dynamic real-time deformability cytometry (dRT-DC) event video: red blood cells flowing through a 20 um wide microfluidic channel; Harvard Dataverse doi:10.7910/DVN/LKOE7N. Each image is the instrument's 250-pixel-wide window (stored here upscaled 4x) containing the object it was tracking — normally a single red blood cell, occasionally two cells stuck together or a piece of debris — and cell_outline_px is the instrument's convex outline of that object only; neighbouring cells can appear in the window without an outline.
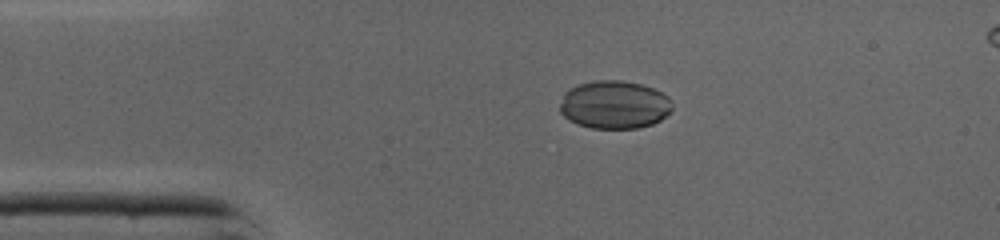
{"species": "common noctule bat (a hibernating species)", "species_latin": "Nyctalus noctula", "temperature_condition": "cold", "stored_images_in_passage": 38, "camera_frame_rate_fps": 3000, "um_per_image_px": 0.085, "animal": {"sex": "male", "body_mass_g": 19.0, "forearm_length_mm": 50.8}, "frame": {"image": 1, "passage_image": 1, "time_ms": 0.0, "image_size_px": [1000, 240], "cell_outline_px": [[672, 112], [660, 120], [652, 124], [636, 128], [592, 128], [576, 124], [568, 120], [560, 112], [560, 104], [564, 92], [568, 88], [576, 84], [596, 80], [620, 80], [640, 84], [652, 88], [668, 96], [672, 100]], "centroid_in_image_um": [52.21, 8.9], "position_along_channel_um": 32.8, "area_um2": 31.79}}
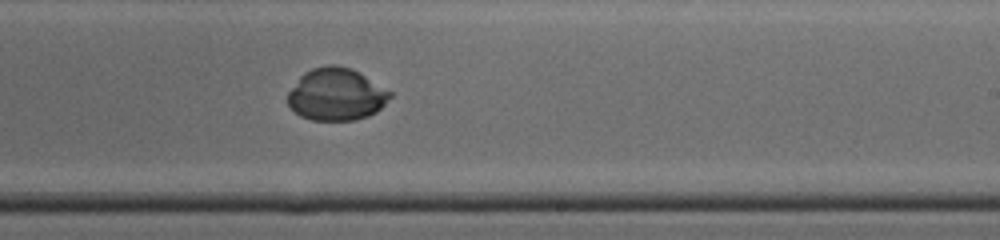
{"frame": {"image": 2, "passage_image": 19, "time_ms": 6.0, "image_size_px": [1000, 240], "cell_outline_px": [[392, 96], [376, 112], [368, 116], [356, 120], [312, 120], [300, 116], [288, 104], [288, 92], [300, 76], [304, 72], [312, 68], [328, 64], [336, 64], [352, 68], [360, 72], [392, 92]], "centroid_in_image_um": [28.59, 8.01], "position_along_channel_um": 260.4, "area_um2": 31.33}}
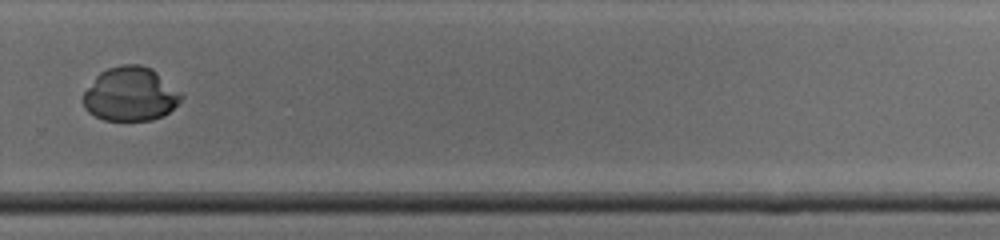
{"frame": {"image": 3, "passage_image": 23, "time_ms": 7.333, "image_size_px": [1000, 240], "cell_outline_px": [[184, 96], [164, 116], [152, 120], [104, 120], [88, 112], [84, 108], [84, 92], [96, 76], [100, 72], [108, 68], [120, 64], [140, 64], [152, 68], [180, 92]], "centroid_in_image_um": [11.07, 7.99], "position_along_channel_um": 318.7, "area_um2": 30.69}}